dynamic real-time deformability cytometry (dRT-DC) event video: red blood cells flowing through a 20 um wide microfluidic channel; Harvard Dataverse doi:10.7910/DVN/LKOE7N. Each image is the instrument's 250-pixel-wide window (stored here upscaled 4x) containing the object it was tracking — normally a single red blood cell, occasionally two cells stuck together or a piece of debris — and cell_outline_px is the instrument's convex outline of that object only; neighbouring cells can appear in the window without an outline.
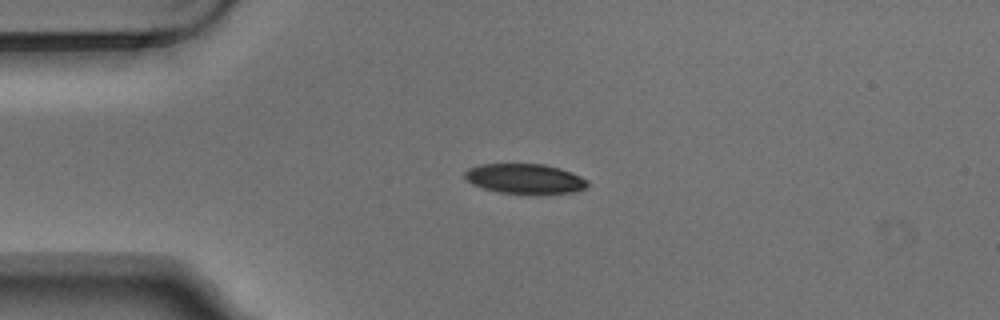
{"species": "Egyptian fruit bat (a non-hibernating species)", "species_latin": "Rousettus aegyptiacus", "temperature_condition": "warm", "stored_images_in_passage": 2, "camera_frame_rate_fps": 3000, "um_per_image_px": 0.085, "animal": {"sex": "male"}, "frame": {"image": 1, "passage_image": 1, "time_ms": 0.0, "image_size_px": [1000, 320], "cell_outline_px": [[588, 184], [584, 188], [572, 192], [500, 192], [484, 188], [472, 184], [464, 176], [464, 172], [468, 168], [480, 164], [544, 164], [560, 168], [572, 172], [588, 180]], "centroid_in_image_um": [44.59, 15.15], "position_along_channel_um": 40.4, "area_um2": 20.81}}